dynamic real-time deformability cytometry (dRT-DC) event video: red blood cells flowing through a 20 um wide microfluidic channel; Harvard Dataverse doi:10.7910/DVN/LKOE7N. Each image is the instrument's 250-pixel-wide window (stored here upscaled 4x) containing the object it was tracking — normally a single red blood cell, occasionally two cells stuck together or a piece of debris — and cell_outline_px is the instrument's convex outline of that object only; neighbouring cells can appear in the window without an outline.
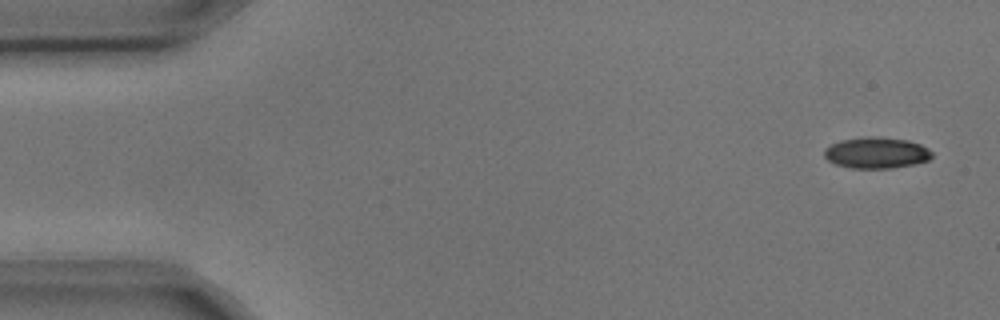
{"species": "common noctule bat (a hibernating species)", "species_latin": "Nyctalus noctula", "temperature_condition": "cold", "stored_images_in_passage": 4, "camera_frame_rate_fps": 3000, "um_per_image_px": 0.085, "animal": {"sex": "male", "body_mass_g": 17.9, "forearm_length_mm": 54.2}, "frame": {"image": 1, "passage_image": 1, "time_ms": 0.0, "image_size_px": [1000, 320], "cell_outline_px": [[932, 156], [928, 160], [912, 164], [892, 168], [852, 168], [836, 164], [828, 160], [824, 156], [824, 148], [840, 140], [868, 136], [872, 136], [908, 140], [920, 144], [928, 148], [932, 152]], "centroid_in_image_um": [74.48, 12.98], "position_along_channel_um": 10.5, "area_um2": 19.48}}
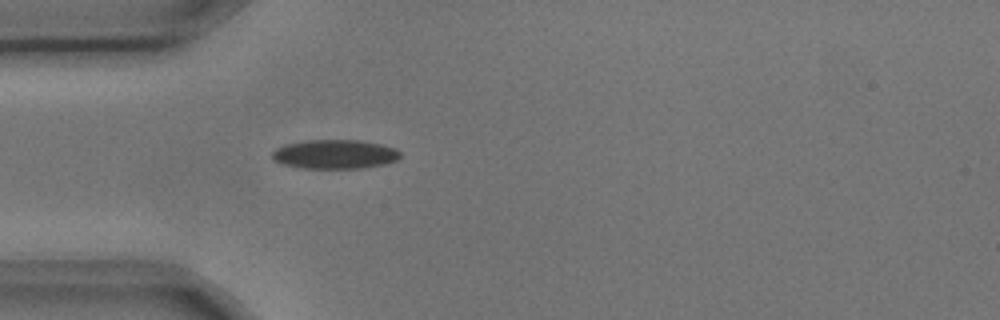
{"frame": {"image": 2, "passage_image": 4, "time_ms": 1.0, "image_size_px": [1000, 320], "cell_outline_px": [[400, 156], [396, 160], [384, 164], [364, 168], [300, 168], [284, 164], [272, 160], [272, 152], [276, 148], [284, 144], [308, 140], [360, 140], [380, 144], [396, 148], [400, 152]], "centroid_in_image_um": [28.44, 13.11], "position_along_channel_um": 56.6, "area_um2": 21.79}}